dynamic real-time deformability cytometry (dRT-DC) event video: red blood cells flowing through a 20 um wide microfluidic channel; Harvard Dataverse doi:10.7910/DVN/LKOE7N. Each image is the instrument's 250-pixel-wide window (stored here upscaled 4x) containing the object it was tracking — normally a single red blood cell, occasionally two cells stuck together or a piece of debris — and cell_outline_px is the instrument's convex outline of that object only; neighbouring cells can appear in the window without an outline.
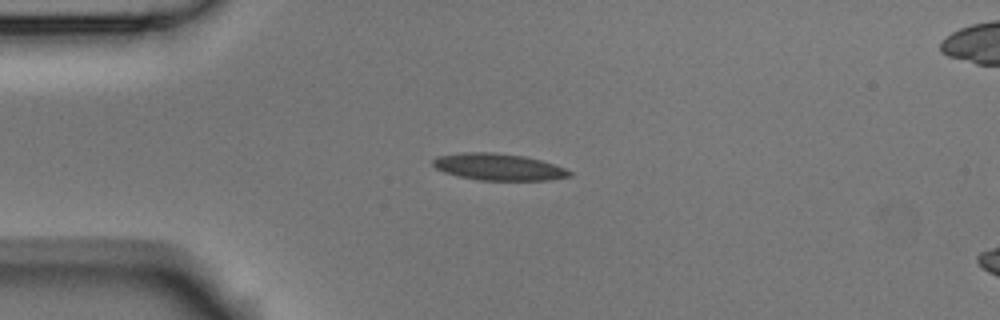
{"species": "Egyptian fruit bat (a non-hibernating species)", "species_latin": "Rousettus aegyptiacus", "temperature_condition": "room temperature", "stored_images_in_passage": 7, "camera_frame_rate_fps": 3000, "um_per_image_px": 0.085, "animal": {"sex": "male"}, "frame": {"image": 1, "passage_image": 3, "time_ms": 0.667, "image_size_px": [1000, 320], "cell_outline_px": [[572, 176], [548, 180], [480, 180], [456, 176], [444, 172], [436, 168], [432, 164], [432, 160], [436, 156], [460, 152], [496, 152], [524, 156], [540, 160], [564, 168], [572, 172]], "centroid_in_image_um": [42.32, 14.18], "position_along_channel_um": 42.7, "area_um2": 21.39}}
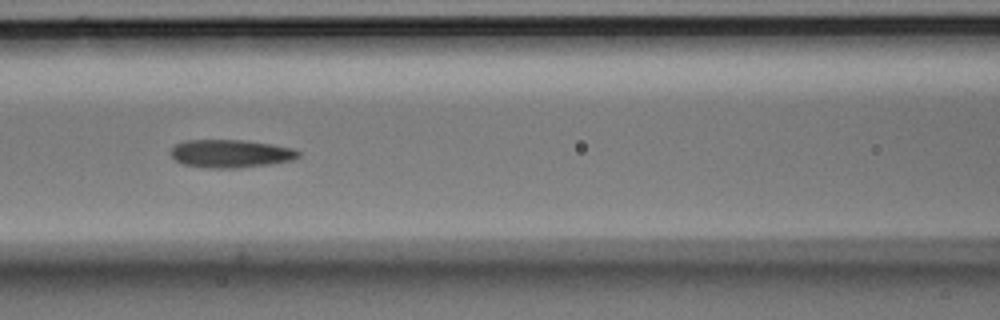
{"frame": {"image": 2, "passage_image": 6, "time_ms": 1.667, "image_size_px": [1000, 320], "cell_outline_px": [[300, 156], [292, 160], [268, 164], [240, 168], [204, 168], [184, 164], [176, 160], [168, 152], [176, 144], [188, 140], [248, 140], [272, 144], [292, 148], [300, 152]], "centroid_in_image_um": [19.6, 13.05], "position_along_channel_um": 147.0, "area_um2": 20.92}}
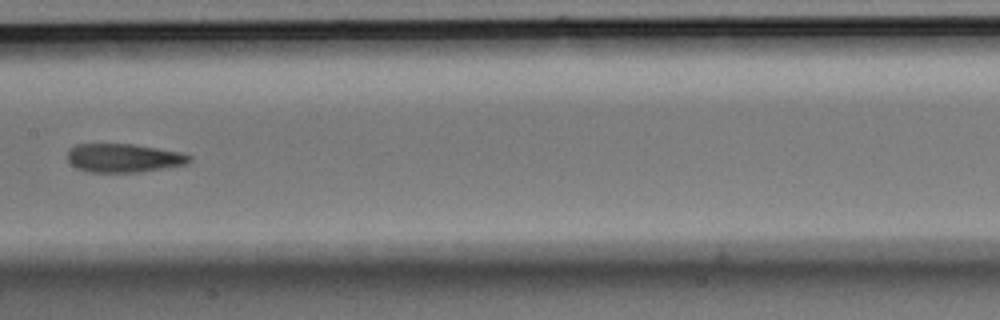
{"frame": {"image": 3, "passage_image": 7, "time_ms": 2.0, "image_size_px": [1000, 320], "cell_outline_px": [[192, 160], [188, 164], [168, 168], [140, 172], [88, 172], [76, 168], [68, 160], [68, 152], [76, 144], [132, 144], [180, 152], [192, 156]], "centroid_in_image_um": [10.56, 13.44], "position_along_channel_um": 196.8, "area_um2": 20.4}}